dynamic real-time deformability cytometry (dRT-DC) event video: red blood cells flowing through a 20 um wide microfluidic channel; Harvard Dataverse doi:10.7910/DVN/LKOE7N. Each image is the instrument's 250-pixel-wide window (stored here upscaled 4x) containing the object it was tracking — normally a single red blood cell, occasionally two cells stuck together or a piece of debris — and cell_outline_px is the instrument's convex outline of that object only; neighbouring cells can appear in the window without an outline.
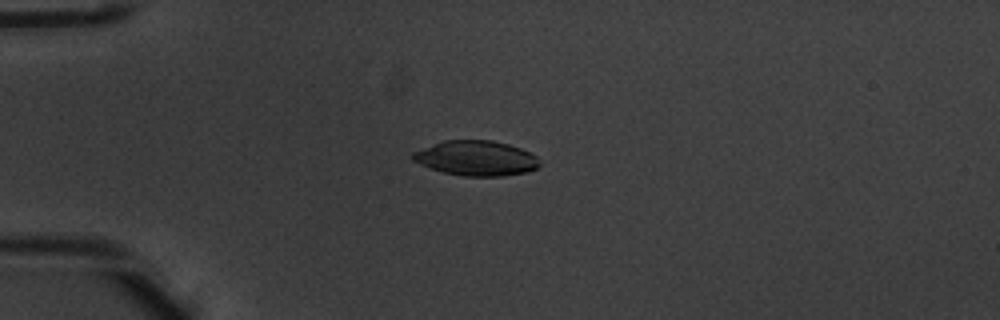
{"species": "common noctule bat (a hibernating species)", "species_latin": "Nyctalus noctula", "temperature_condition": "warm", "stored_images_in_passage": 52, "camera_frame_rate_fps": 3000, "um_per_image_px": 0.085, "animal": {"sex": "male", "body_mass_g": 20.1, "forearm_length_mm": 53.5}, "frame": {"image": 1, "passage_image": 14, "time_ms": 4.333, "image_size_px": [1000, 320], "cell_outline_px": [[540, 164], [536, 168], [528, 172], [504, 176], [464, 176], [444, 172], [420, 164], [412, 160], [412, 152], [444, 140], [492, 140], [508, 144], [520, 148], [536, 156]], "centroid_in_image_um": [40.48, 13.45], "position_along_channel_um": 44.5, "area_um2": 25.72}}
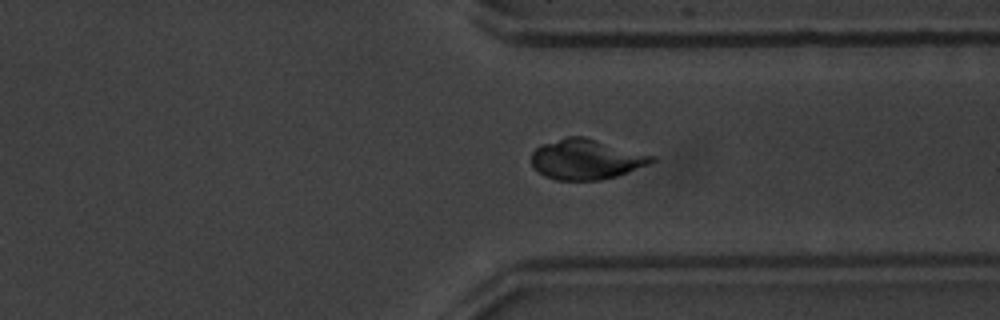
{"frame": {"image": 2, "passage_image": 40, "time_ms": 13.0, "image_size_px": [1000, 320], "cell_outline_px": [[656, 160], [648, 164], [628, 172], [616, 176], [600, 180], [556, 180], [544, 176], [536, 172], [532, 164], [532, 152], [540, 144], [568, 136], [584, 136], [656, 156]], "centroid_in_image_um": [49.8, 13.54], "position_along_channel_um": 361.6, "area_um2": 28.32}}
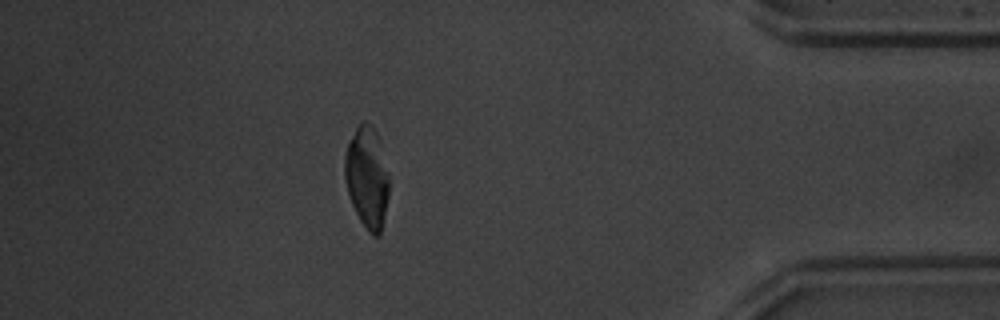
{"frame": {"image": 3, "passage_image": 46, "time_ms": 15.0, "image_size_px": [1000, 320], "cell_outline_px": [[388, 196], [384, 216], [380, 232], [376, 236], [372, 236], [368, 232], [360, 220], [352, 204], [348, 192], [344, 176], [344, 156], [348, 144], [360, 120], [364, 120], [372, 124], [376, 132], [388, 172]], "centroid_in_image_um": [31.18, 15.04], "position_along_channel_um": 404.0, "area_um2": 25.95}, "authors_computed_cell_mechanics": {"area_um2": 26.5591, "velocity_mm_per_s": 3.9697, "shape_relaxation_time_tau1_ms": 4.2576, "shape_relaxation_time_tau2_ms": 2.8196, "deformation_change_tau1": 0.1662, "deformation_change_tau2": 0.052}}